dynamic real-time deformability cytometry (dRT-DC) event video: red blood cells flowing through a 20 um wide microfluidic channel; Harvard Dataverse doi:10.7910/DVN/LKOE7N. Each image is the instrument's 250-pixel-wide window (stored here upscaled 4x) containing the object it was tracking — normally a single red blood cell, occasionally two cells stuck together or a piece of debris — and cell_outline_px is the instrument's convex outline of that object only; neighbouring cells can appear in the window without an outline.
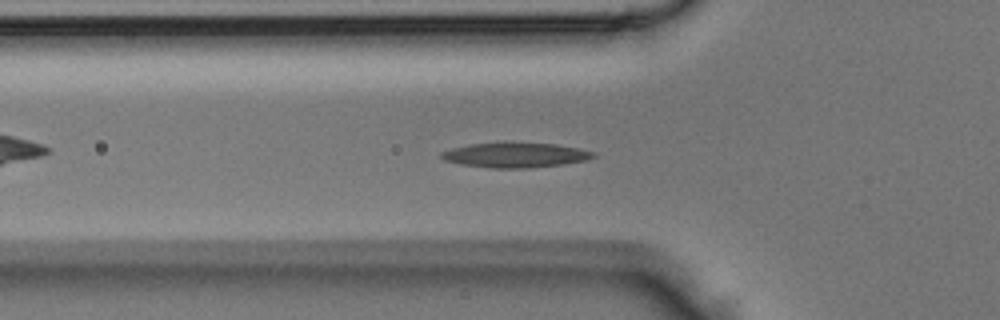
{"species": "Egyptian fruit bat (a non-hibernating species)", "species_latin": "Rousettus aegyptiacus", "temperature_condition": "room temperature", "stored_images_in_passage": 42, "camera_frame_rate_fps": 3000, "um_per_image_px": 0.085, "animal": {"sex": "male"}, "frame": {"image": 1, "passage_image": 13, "time_ms": 4.0, "image_size_px": [1000, 320], "cell_outline_px": [[596, 156], [588, 160], [560, 164], [524, 168], [492, 168], [464, 164], [444, 160], [440, 156], [440, 152], [452, 148], [468, 144], [504, 140], [556, 144], [596, 152]], "centroid_in_image_um": [43.78, 13.13], "position_along_channel_um": 82.0, "area_um2": 22.54}}
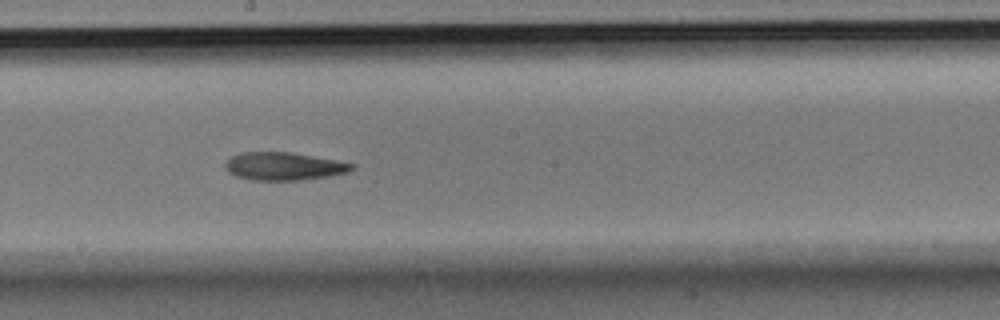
{"frame": {"image": 2, "passage_image": 22, "time_ms": 7.0, "image_size_px": [1000, 320], "cell_outline_px": [[356, 168], [348, 172], [328, 176], [300, 180], [252, 180], [236, 176], [228, 172], [224, 168], [224, 164], [232, 156], [240, 152], [292, 152], [356, 164]], "centroid_in_image_um": [24.12, 14.13], "position_along_channel_um": 224.1, "area_um2": 20.63}}
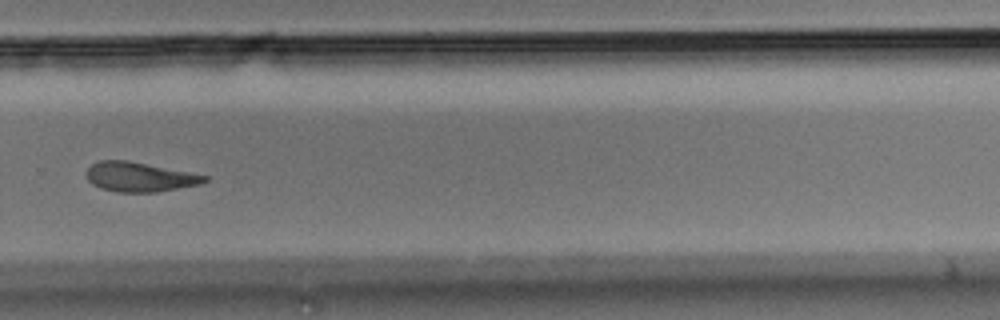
{"frame": {"image": 3, "passage_image": 28, "time_ms": 9.0, "image_size_px": [1000, 320], "cell_outline_px": [[208, 180], [200, 184], [156, 192], [116, 192], [100, 188], [92, 184], [88, 180], [84, 172], [92, 164], [100, 160], [128, 160], [192, 172], [208, 176]], "centroid_in_image_um": [11.85, 15.03], "position_along_channel_um": 318.0, "area_um2": 20.52}}